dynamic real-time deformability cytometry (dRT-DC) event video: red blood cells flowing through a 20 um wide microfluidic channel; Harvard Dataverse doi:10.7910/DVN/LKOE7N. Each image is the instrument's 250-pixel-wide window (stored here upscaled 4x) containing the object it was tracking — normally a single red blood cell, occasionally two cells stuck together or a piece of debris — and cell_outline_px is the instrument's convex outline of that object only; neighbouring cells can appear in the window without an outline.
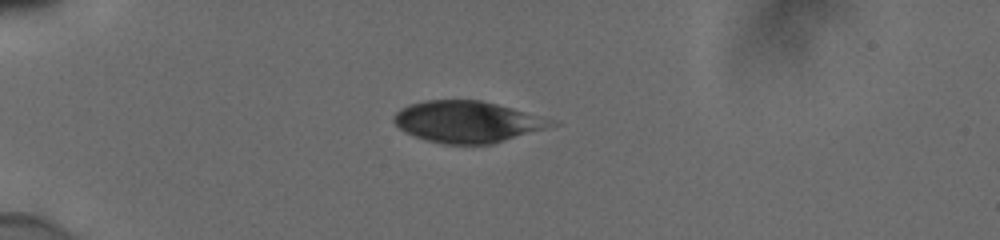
{"species": "human", "species_latin": "Homo sapiens", "temperature_condition": "cold", "stored_images_in_passage": 40, "camera_frame_rate_fps": 3000, "um_per_image_px": 0.085, "donor": {"sex": "male"}, "frame": {"image": 1, "passage_image": 1, "time_ms": 0.0, "image_size_px": [1000, 240], "cell_outline_px": [[560, 124], [492, 144], [444, 144], [428, 140], [416, 136], [400, 128], [392, 120], [392, 116], [400, 108], [408, 104], [424, 100], [480, 100], [512, 108], [556, 120]], "centroid_in_image_um": [39.73, 10.34], "position_along_channel_um": 45.3, "area_um2": 37.92}}
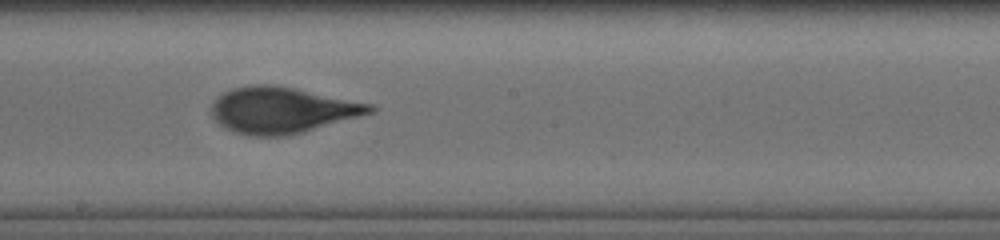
{"frame": {"image": 2, "passage_image": 18, "time_ms": 5.667, "image_size_px": [1000, 240], "cell_outline_px": [[376, 108], [372, 112], [304, 132], [284, 136], [248, 136], [224, 128], [212, 116], [212, 104], [224, 92], [232, 88], [256, 84], [276, 84], [372, 104]], "centroid_in_image_um": [23.95, 9.36], "position_along_channel_um": 224.3, "area_um2": 42.31}}
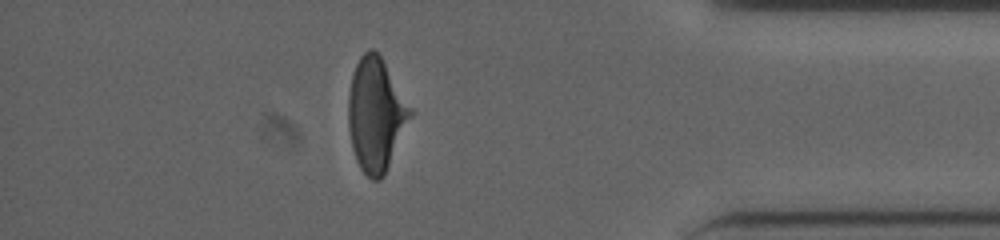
{"frame": {"image": 3, "passage_image": 34, "time_ms": 11.0, "image_size_px": [1000, 240], "cell_outline_px": [[412, 116], [384, 176], [380, 180], [372, 180], [360, 168], [356, 160], [352, 148], [348, 128], [348, 96], [352, 76], [356, 64], [360, 56], [368, 48], [372, 48], [380, 56], [412, 108]], "centroid_in_image_um": [31.94, 9.76], "position_along_channel_um": 403.3, "area_um2": 40.75}, "authors_computed_cell_mechanics": {"area_um2": 41.4137, "velocity_mm_per_s": 3.8654, "shape_relaxation_time_tau1_ms": 3.8058, "shape_relaxation_time_tau2_ms": 0.6704, "deformation_change_tau1": 0.1516, "deformation_change_tau2": 0.0778}}